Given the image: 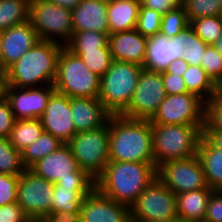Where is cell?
I'll list each match as a JSON object with an SVG mask.
<instances>
[{"label":"cell","mask_w":222,"mask_h":222,"mask_svg":"<svg viewBox=\"0 0 222 222\" xmlns=\"http://www.w3.org/2000/svg\"><path fill=\"white\" fill-rule=\"evenodd\" d=\"M108 43L109 33L78 31L73 32L65 47L68 50H97V48H109Z\"/></svg>","instance_id":"obj_31"},{"label":"cell","mask_w":222,"mask_h":222,"mask_svg":"<svg viewBox=\"0 0 222 222\" xmlns=\"http://www.w3.org/2000/svg\"><path fill=\"white\" fill-rule=\"evenodd\" d=\"M66 144L78 167L96 180L109 162V121L99 128L76 133Z\"/></svg>","instance_id":"obj_8"},{"label":"cell","mask_w":222,"mask_h":222,"mask_svg":"<svg viewBox=\"0 0 222 222\" xmlns=\"http://www.w3.org/2000/svg\"><path fill=\"white\" fill-rule=\"evenodd\" d=\"M156 175L176 195L187 191L210 188L198 155L160 164L156 168Z\"/></svg>","instance_id":"obj_12"},{"label":"cell","mask_w":222,"mask_h":222,"mask_svg":"<svg viewBox=\"0 0 222 222\" xmlns=\"http://www.w3.org/2000/svg\"><path fill=\"white\" fill-rule=\"evenodd\" d=\"M143 67L124 61H112L100 78L98 99L112 115H120L130 104Z\"/></svg>","instance_id":"obj_6"},{"label":"cell","mask_w":222,"mask_h":222,"mask_svg":"<svg viewBox=\"0 0 222 222\" xmlns=\"http://www.w3.org/2000/svg\"><path fill=\"white\" fill-rule=\"evenodd\" d=\"M190 25L185 9L182 5L176 6L173 10L162 14L160 33L172 38L181 33Z\"/></svg>","instance_id":"obj_36"},{"label":"cell","mask_w":222,"mask_h":222,"mask_svg":"<svg viewBox=\"0 0 222 222\" xmlns=\"http://www.w3.org/2000/svg\"><path fill=\"white\" fill-rule=\"evenodd\" d=\"M182 78L187 91L196 94L206 103L221 91L201 66L189 65Z\"/></svg>","instance_id":"obj_26"},{"label":"cell","mask_w":222,"mask_h":222,"mask_svg":"<svg viewBox=\"0 0 222 222\" xmlns=\"http://www.w3.org/2000/svg\"><path fill=\"white\" fill-rule=\"evenodd\" d=\"M100 78L93 73L81 60L65 46L62 47L59 58L54 88L69 98H98Z\"/></svg>","instance_id":"obj_7"},{"label":"cell","mask_w":222,"mask_h":222,"mask_svg":"<svg viewBox=\"0 0 222 222\" xmlns=\"http://www.w3.org/2000/svg\"><path fill=\"white\" fill-rule=\"evenodd\" d=\"M203 133L222 134V92L206 103Z\"/></svg>","instance_id":"obj_39"},{"label":"cell","mask_w":222,"mask_h":222,"mask_svg":"<svg viewBox=\"0 0 222 222\" xmlns=\"http://www.w3.org/2000/svg\"><path fill=\"white\" fill-rule=\"evenodd\" d=\"M32 172L54 184V187H71L83 197L96 188V180L80 169L67 144L37 161L29 168Z\"/></svg>","instance_id":"obj_4"},{"label":"cell","mask_w":222,"mask_h":222,"mask_svg":"<svg viewBox=\"0 0 222 222\" xmlns=\"http://www.w3.org/2000/svg\"><path fill=\"white\" fill-rule=\"evenodd\" d=\"M206 222H222V191L214 190L206 209Z\"/></svg>","instance_id":"obj_44"},{"label":"cell","mask_w":222,"mask_h":222,"mask_svg":"<svg viewBox=\"0 0 222 222\" xmlns=\"http://www.w3.org/2000/svg\"><path fill=\"white\" fill-rule=\"evenodd\" d=\"M109 161L155 165L151 121L111 115L109 119Z\"/></svg>","instance_id":"obj_1"},{"label":"cell","mask_w":222,"mask_h":222,"mask_svg":"<svg viewBox=\"0 0 222 222\" xmlns=\"http://www.w3.org/2000/svg\"><path fill=\"white\" fill-rule=\"evenodd\" d=\"M29 21L40 40L52 41L65 46L73 34L72 13L46 0L29 3Z\"/></svg>","instance_id":"obj_9"},{"label":"cell","mask_w":222,"mask_h":222,"mask_svg":"<svg viewBox=\"0 0 222 222\" xmlns=\"http://www.w3.org/2000/svg\"><path fill=\"white\" fill-rule=\"evenodd\" d=\"M39 40L29 20L2 31L3 74Z\"/></svg>","instance_id":"obj_19"},{"label":"cell","mask_w":222,"mask_h":222,"mask_svg":"<svg viewBox=\"0 0 222 222\" xmlns=\"http://www.w3.org/2000/svg\"><path fill=\"white\" fill-rule=\"evenodd\" d=\"M25 169L21 152L15 149L9 138H0V174L20 176Z\"/></svg>","instance_id":"obj_30"},{"label":"cell","mask_w":222,"mask_h":222,"mask_svg":"<svg viewBox=\"0 0 222 222\" xmlns=\"http://www.w3.org/2000/svg\"><path fill=\"white\" fill-rule=\"evenodd\" d=\"M31 222H54V221H52L49 217H40L31 220Z\"/></svg>","instance_id":"obj_54"},{"label":"cell","mask_w":222,"mask_h":222,"mask_svg":"<svg viewBox=\"0 0 222 222\" xmlns=\"http://www.w3.org/2000/svg\"><path fill=\"white\" fill-rule=\"evenodd\" d=\"M189 22L201 17L221 16L222 0H182Z\"/></svg>","instance_id":"obj_35"},{"label":"cell","mask_w":222,"mask_h":222,"mask_svg":"<svg viewBox=\"0 0 222 222\" xmlns=\"http://www.w3.org/2000/svg\"><path fill=\"white\" fill-rule=\"evenodd\" d=\"M213 191L212 188H205L177 194V215L185 222L204 220Z\"/></svg>","instance_id":"obj_23"},{"label":"cell","mask_w":222,"mask_h":222,"mask_svg":"<svg viewBox=\"0 0 222 222\" xmlns=\"http://www.w3.org/2000/svg\"><path fill=\"white\" fill-rule=\"evenodd\" d=\"M51 205V214L53 212L81 211L83 196L71 187H54Z\"/></svg>","instance_id":"obj_34"},{"label":"cell","mask_w":222,"mask_h":222,"mask_svg":"<svg viewBox=\"0 0 222 222\" xmlns=\"http://www.w3.org/2000/svg\"><path fill=\"white\" fill-rule=\"evenodd\" d=\"M40 120L44 131L64 144L77 133L72 119L70 98L56 90L51 94Z\"/></svg>","instance_id":"obj_16"},{"label":"cell","mask_w":222,"mask_h":222,"mask_svg":"<svg viewBox=\"0 0 222 222\" xmlns=\"http://www.w3.org/2000/svg\"><path fill=\"white\" fill-rule=\"evenodd\" d=\"M107 1H127V0H107Z\"/></svg>","instance_id":"obj_56"},{"label":"cell","mask_w":222,"mask_h":222,"mask_svg":"<svg viewBox=\"0 0 222 222\" xmlns=\"http://www.w3.org/2000/svg\"><path fill=\"white\" fill-rule=\"evenodd\" d=\"M2 32L0 31V73L3 75Z\"/></svg>","instance_id":"obj_51"},{"label":"cell","mask_w":222,"mask_h":222,"mask_svg":"<svg viewBox=\"0 0 222 222\" xmlns=\"http://www.w3.org/2000/svg\"><path fill=\"white\" fill-rule=\"evenodd\" d=\"M205 113L206 102L196 94L167 95L150 121L151 124L196 125L203 131Z\"/></svg>","instance_id":"obj_10"},{"label":"cell","mask_w":222,"mask_h":222,"mask_svg":"<svg viewBox=\"0 0 222 222\" xmlns=\"http://www.w3.org/2000/svg\"><path fill=\"white\" fill-rule=\"evenodd\" d=\"M197 155L202 163L208 186L213 190L222 191V152L202 136Z\"/></svg>","instance_id":"obj_25"},{"label":"cell","mask_w":222,"mask_h":222,"mask_svg":"<svg viewBox=\"0 0 222 222\" xmlns=\"http://www.w3.org/2000/svg\"><path fill=\"white\" fill-rule=\"evenodd\" d=\"M81 222H131L130 208L100 193L96 188L81 203Z\"/></svg>","instance_id":"obj_17"},{"label":"cell","mask_w":222,"mask_h":222,"mask_svg":"<svg viewBox=\"0 0 222 222\" xmlns=\"http://www.w3.org/2000/svg\"><path fill=\"white\" fill-rule=\"evenodd\" d=\"M188 66L189 64L184 59H175L161 73L177 74L182 77L185 71L187 70Z\"/></svg>","instance_id":"obj_48"},{"label":"cell","mask_w":222,"mask_h":222,"mask_svg":"<svg viewBox=\"0 0 222 222\" xmlns=\"http://www.w3.org/2000/svg\"><path fill=\"white\" fill-rule=\"evenodd\" d=\"M140 0L108 1L109 34L136 29Z\"/></svg>","instance_id":"obj_24"},{"label":"cell","mask_w":222,"mask_h":222,"mask_svg":"<svg viewBox=\"0 0 222 222\" xmlns=\"http://www.w3.org/2000/svg\"><path fill=\"white\" fill-rule=\"evenodd\" d=\"M0 222H31L17 202L0 207Z\"/></svg>","instance_id":"obj_43"},{"label":"cell","mask_w":222,"mask_h":222,"mask_svg":"<svg viewBox=\"0 0 222 222\" xmlns=\"http://www.w3.org/2000/svg\"><path fill=\"white\" fill-rule=\"evenodd\" d=\"M166 96L161 72L143 68L131 102L120 115L130 119L151 120Z\"/></svg>","instance_id":"obj_13"},{"label":"cell","mask_w":222,"mask_h":222,"mask_svg":"<svg viewBox=\"0 0 222 222\" xmlns=\"http://www.w3.org/2000/svg\"><path fill=\"white\" fill-rule=\"evenodd\" d=\"M148 38L136 29L109 34V49L113 61L134 63L143 67Z\"/></svg>","instance_id":"obj_20"},{"label":"cell","mask_w":222,"mask_h":222,"mask_svg":"<svg viewBox=\"0 0 222 222\" xmlns=\"http://www.w3.org/2000/svg\"><path fill=\"white\" fill-rule=\"evenodd\" d=\"M203 136L220 152H222V134L203 133Z\"/></svg>","instance_id":"obj_49"},{"label":"cell","mask_w":222,"mask_h":222,"mask_svg":"<svg viewBox=\"0 0 222 222\" xmlns=\"http://www.w3.org/2000/svg\"><path fill=\"white\" fill-rule=\"evenodd\" d=\"M63 144L52 134L43 131L35 142L21 152L24 167L29 169L37 161L56 151Z\"/></svg>","instance_id":"obj_28"},{"label":"cell","mask_w":222,"mask_h":222,"mask_svg":"<svg viewBox=\"0 0 222 222\" xmlns=\"http://www.w3.org/2000/svg\"><path fill=\"white\" fill-rule=\"evenodd\" d=\"M15 117L9 101L3 94L0 95V138H9Z\"/></svg>","instance_id":"obj_42"},{"label":"cell","mask_w":222,"mask_h":222,"mask_svg":"<svg viewBox=\"0 0 222 222\" xmlns=\"http://www.w3.org/2000/svg\"><path fill=\"white\" fill-rule=\"evenodd\" d=\"M181 2L182 0H140V5L165 14L176 6L181 5Z\"/></svg>","instance_id":"obj_46"},{"label":"cell","mask_w":222,"mask_h":222,"mask_svg":"<svg viewBox=\"0 0 222 222\" xmlns=\"http://www.w3.org/2000/svg\"><path fill=\"white\" fill-rule=\"evenodd\" d=\"M46 1L72 10L76 8L82 0H46Z\"/></svg>","instance_id":"obj_50"},{"label":"cell","mask_w":222,"mask_h":222,"mask_svg":"<svg viewBox=\"0 0 222 222\" xmlns=\"http://www.w3.org/2000/svg\"><path fill=\"white\" fill-rule=\"evenodd\" d=\"M201 67L212 81L222 88V55L214 45H208L203 53Z\"/></svg>","instance_id":"obj_38"},{"label":"cell","mask_w":222,"mask_h":222,"mask_svg":"<svg viewBox=\"0 0 222 222\" xmlns=\"http://www.w3.org/2000/svg\"><path fill=\"white\" fill-rule=\"evenodd\" d=\"M183 46V59L189 65L201 66L202 56L208 45L195 34L190 25L183 30Z\"/></svg>","instance_id":"obj_37"},{"label":"cell","mask_w":222,"mask_h":222,"mask_svg":"<svg viewBox=\"0 0 222 222\" xmlns=\"http://www.w3.org/2000/svg\"><path fill=\"white\" fill-rule=\"evenodd\" d=\"M54 91V84L32 88L2 86V94L9 101L15 120L40 119Z\"/></svg>","instance_id":"obj_15"},{"label":"cell","mask_w":222,"mask_h":222,"mask_svg":"<svg viewBox=\"0 0 222 222\" xmlns=\"http://www.w3.org/2000/svg\"><path fill=\"white\" fill-rule=\"evenodd\" d=\"M63 45L39 40L3 74L2 86L32 88L54 84Z\"/></svg>","instance_id":"obj_2"},{"label":"cell","mask_w":222,"mask_h":222,"mask_svg":"<svg viewBox=\"0 0 222 222\" xmlns=\"http://www.w3.org/2000/svg\"><path fill=\"white\" fill-rule=\"evenodd\" d=\"M131 222L169 220L177 217L176 194L158 178L153 180L130 207Z\"/></svg>","instance_id":"obj_11"},{"label":"cell","mask_w":222,"mask_h":222,"mask_svg":"<svg viewBox=\"0 0 222 222\" xmlns=\"http://www.w3.org/2000/svg\"><path fill=\"white\" fill-rule=\"evenodd\" d=\"M192 222H206V221L202 220V221H192Z\"/></svg>","instance_id":"obj_57"},{"label":"cell","mask_w":222,"mask_h":222,"mask_svg":"<svg viewBox=\"0 0 222 222\" xmlns=\"http://www.w3.org/2000/svg\"><path fill=\"white\" fill-rule=\"evenodd\" d=\"M49 218L54 222H81V211L76 212H53Z\"/></svg>","instance_id":"obj_47"},{"label":"cell","mask_w":222,"mask_h":222,"mask_svg":"<svg viewBox=\"0 0 222 222\" xmlns=\"http://www.w3.org/2000/svg\"><path fill=\"white\" fill-rule=\"evenodd\" d=\"M20 176L0 174V207L17 202V185Z\"/></svg>","instance_id":"obj_41"},{"label":"cell","mask_w":222,"mask_h":222,"mask_svg":"<svg viewBox=\"0 0 222 222\" xmlns=\"http://www.w3.org/2000/svg\"><path fill=\"white\" fill-rule=\"evenodd\" d=\"M162 14L152 9L140 6L136 30L144 37H151L160 32Z\"/></svg>","instance_id":"obj_40"},{"label":"cell","mask_w":222,"mask_h":222,"mask_svg":"<svg viewBox=\"0 0 222 222\" xmlns=\"http://www.w3.org/2000/svg\"><path fill=\"white\" fill-rule=\"evenodd\" d=\"M3 75L0 73V95L2 94Z\"/></svg>","instance_id":"obj_55"},{"label":"cell","mask_w":222,"mask_h":222,"mask_svg":"<svg viewBox=\"0 0 222 222\" xmlns=\"http://www.w3.org/2000/svg\"><path fill=\"white\" fill-rule=\"evenodd\" d=\"M214 47L216 50L222 55V35L221 37L215 42Z\"/></svg>","instance_id":"obj_52"},{"label":"cell","mask_w":222,"mask_h":222,"mask_svg":"<svg viewBox=\"0 0 222 222\" xmlns=\"http://www.w3.org/2000/svg\"><path fill=\"white\" fill-rule=\"evenodd\" d=\"M107 0H82L71 10L73 31L109 33Z\"/></svg>","instance_id":"obj_22"},{"label":"cell","mask_w":222,"mask_h":222,"mask_svg":"<svg viewBox=\"0 0 222 222\" xmlns=\"http://www.w3.org/2000/svg\"><path fill=\"white\" fill-rule=\"evenodd\" d=\"M166 95L188 93L184 79L177 74L161 73Z\"/></svg>","instance_id":"obj_45"},{"label":"cell","mask_w":222,"mask_h":222,"mask_svg":"<svg viewBox=\"0 0 222 222\" xmlns=\"http://www.w3.org/2000/svg\"><path fill=\"white\" fill-rule=\"evenodd\" d=\"M40 119L16 120L11 130L9 140L17 151L22 152L35 142L43 133Z\"/></svg>","instance_id":"obj_27"},{"label":"cell","mask_w":222,"mask_h":222,"mask_svg":"<svg viewBox=\"0 0 222 222\" xmlns=\"http://www.w3.org/2000/svg\"><path fill=\"white\" fill-rule=\"evenodd\" d=\"M146 222H185L179 216L169 219V220H158V221H146Z\"/></svg>","instance_id":"obj_53"},{"label":"cell","mask_w":222,"mask_h":222,"mask_svg":"<svg viewBox=\"0 0 222 222\" xmlns=\"http://www.w3.org/2000/svg\"><path fill=\"white\" fill-rule=\"evenodd\" d=\"M29 20V2L26 0H0V31Z\"/></svg>","instance_id":"obj_29"},{"label":"cell","mask_w":222,"mask_h":222,"mask_svg":"<svg viewBox=\"0 0 222 222\" xmlns=\"http://www.w3.org/2000/svg\"><path fill=\"white\" fill-rule=\"evenodd\" d=\"M190 27L207 45H214L222 35V17L207 16L191 20Z\"/></svg>","instance_id":"obj_33"},{"label":"cell","mask_w":222,"mask_h":222,"mask_svg":"<svg viewBox=\"0 0 222 222\" xmlns=\"http://www.w3.org/2000/svg\"><path fill=\"white\" fill-rule=\"evenodd\" d=\"M54 184L30 169L20 175L17 185V203L31 219L49 217Z\"/></svg>","instance_id":"obj_14"},{"label":"cell","mask_w":222,"mask_h":222,"mask_svg":"<svg viewBox=\"0 0 222 222\" xmlns=\"http://www.w3.org/2000/svg\"><path fill=\"white\" fill-rule=\"evenodd\" d=\"M79 56L84 64L96 75L102 77L110 68L112 57L109 48H97V50H70Z\"/></svg>","instance_id":"obj_32"},{"label":"cell","mask_w":222,"mask_h":222,"mask_svg":"<svg viewBox=\"0 0 222 222\" xmlns=\"http://www.w3.org/2000/svg\"><path fill=\"white\" fill-rule=\"evenodd\" d=\"M157 178L154 164L109 161L96 179V189L119 204H134L144 189Z\"/></svg>","instance_id":"obj_3"},{"label":"cell","mask_w":222,"mask_h":222,"mask_svg":"<svg viewBox=\"0 0 222 222\" xmlns=\"http://www.w3.org/2000/svg\"><path fill=\"white\" fill-rule=\"evenodd\" d=\"M70 108L77 133L104 126L112 115L98 98H70Z\"/></svg>","instance_id":"obj_21"},{"label":"cell","mask_w":222,"mask_h":222,"mask_svg":"<svg viewBox=\"0 0 222 222\" xmlns=\"http://www.w3.org/2000/svg\"><path fill=\"white\" fill-rule=\"evenodd\" d=\"M156 168L165 162L196 156L203 131L196 125L151 124Z\"/></svg>","instance_id":"obj_5"},{"label":"cell","mask_w":222,"mask_h":222,"mask_svg":"<svg viewBox=\"0 0 222 222\" xmlns=\"http://www.w3.org/2000/svg\"><path fill=\"white\" fill-rule=\"evenodd\" d=\"M183 31L172 38L160 32L148 38L143 68L163 72L175 59H183Z\"/></svg>","instance_id":"obj_18"}]
</instances>
